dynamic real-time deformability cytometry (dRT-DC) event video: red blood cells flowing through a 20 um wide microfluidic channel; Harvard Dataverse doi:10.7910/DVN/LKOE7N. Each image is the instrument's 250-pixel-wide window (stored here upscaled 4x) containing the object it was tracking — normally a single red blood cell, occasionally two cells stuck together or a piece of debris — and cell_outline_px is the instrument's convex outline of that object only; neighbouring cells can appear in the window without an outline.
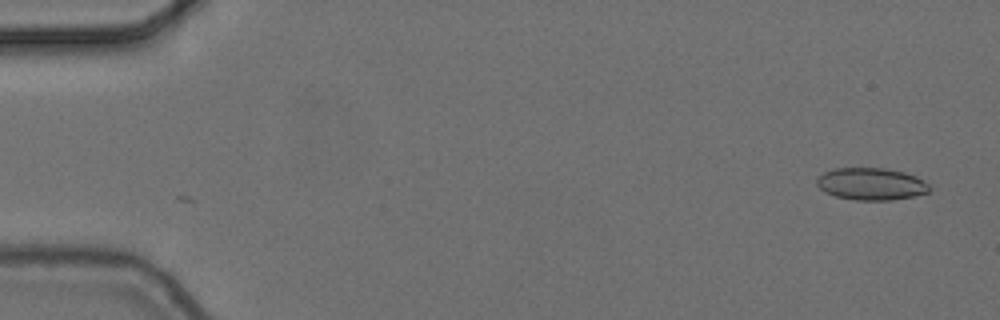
{"species": "common noctule bat (a hibernating species)", "species_latin": "Nyctalus noctula", "temperature_condition": "cold", "stored_images_in_passage": 2, "camera_frame_rate_fps": 3000, "um_per_image_px": 0.085, "animal": {"sex": "female", "body_mass_g": 24.6, "forearm_length_mm": 56.2}, "frame": {"image": 1, "passage_image": 2, "time_ms": 0.333, "image_size_px": [1000, 320], "cell_outline_px": [[932, 188], [928, 192], [916, 196], [892, 200], [856, 200], [836, 196], [824, 192], [816, 184], [816, 176], [832, 168], [884, 168], [904, 172], [916, 176], [924, 180]], "centroid_in_image_um": [74.04, 15.63], "position_along_channel_um": 11.0, "area_um2": 21.39}}